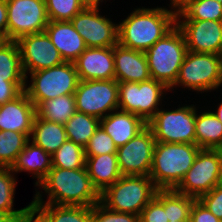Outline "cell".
I'll return each instance as SVG.
<instances>
[{
  "label": "cell",
  "instance_id": "6da1fadb",
  "mask_svg": "<svg viewBox=\"0 0 222 222\" xmlns=\"http://www.w3.org/2000/svg\"><path fill=\"white\" fill-rule=\"evenodd\" d=\"M38 186L48 194V200L44 203L38 191L33 199L36 204L92 207L100 201V193L92 184L86 167L78 169L52 167Z\"/></svg>",
  "mask_w": 222,
  "mask_h": 222
},
{
  "label": "cell",
  "instance_id": "7a4b0ae2",
  "mask_svg": "<svg viewBox=\"0 0 222 222\" xmlns=\"http://www.w3.org/2000/svg\"><path fill=\"white\" fill-rule=\"evenodd\" d=\"M176 11L167 8H138L118 24V43L146 52L176 26Z\"/></svg>",
  "mask_w": 222,
  "mask_h": 222
},
{
  "label": "cell",
  "instance_id": "3957f363",
  "mask_svg": "<svg viewBox=\"0 0 222 222\" xmlns=\"http://www.w3.org/2000/svg\"><path fill=\"white\" fill-rule=\"evenodd\" d=\"M201 148L190 143L156 142L149 177L158 190L175 189Z\"/></svg>",
  "mask_w": 222,
  "mask_h": 222
},
{
  "label": "cell",
  "instance_id": "277c9868",
  "mask_svg": "<svg viewBox=\"0 0 222 222\" xmlns=\"http://www.w3.org/2000/svg\"><path fill=\"white\" fill-rule=\"evenodd\" d=\"M186 53L184 35L176 25L145 52L151 79L173 89Z\"/></svg>",
  "mask_w": 222,
  "mask_h": 222
},
{
  "label": "cell",
  "instance_id": "5b68a950",
  "mask_svg": "<svg viewBox=\"0 0 222 222\" xmlns=\"http://www.w3.org/2000/svg\"><path fill=\"white\" fill-rule=\"evenodd\" d=\"M157 190L149 176L122 175L100 194V202L113 211L140 216Z\"/></svg>",
  "mask_w": 222,
  "mask_h": 222
},
{
  "label": "cell",
  "instance_id": "8992f818",
  "mask_svg": "<svg viewBox=\"0 0 222 222\" xmlns=\"http://www.w3.org/2000/svg\"><path fill=\"white\" fill-rule=\"evenodd\" d=\"M30 74L31 85L27 87L26 84L24 91L35 107L45 100L74 94L80 81L74 63L65 61L60 65Z\"/></svg>",
  "mask_w": 222,
  "mask_h": 222
},
{
  "label": "cell",
  "instance_id": "52a82bcc",
  "mask_svg": "<svg viewBox=\"0 0 222 222\" xmlns=\"http://www.w3.org/2000/svg\"><path fill=\"white\" fill-rule=\"evenodd\" d=\"M195 119L194 105L172 111L159 109L147 126L152 130L156 142L196 144Z\"/></svg>",
  "mask_w": 222,
  "mask_h": 222
},
{
  "label": "cell",
  "instance_id": "ba28073f",
  "mask_svg": "<svg viewBox=\"0 0 222 222\" xmlns=\"http://www.w3.org/2000/svg\"><path fill=\"white\" fill-rule=\"evenodd\" d=\"M168 89L163 83L150 79L143 82H118L119 108L134 113L148 123L156 112L162 96Z\"/></svg>",
  "mask_w": 222,
  "mask_h": 222
},
{
  "label": "cell",
  "instance_id": "9c48e42d",
  "mask_svg": "<svg viewBox=\"0 0 222 222\" xmlns=\"http://www.w3.org/2000/svg\"><path fill=\"white\" fill-rule=\"evenodd\" d=\"M205 92L222 85L218 54L187 51L173 86Z\"/></svg>",
  "mask_w": 222,
  "mask_h": 222
},
{
  "label": "cell",
  "instance_id": "30bf717a",
  "mask_svg": "<svg viewBox=\"0 0 222 222\" xmlns=\"http://www.w3.org/2000/svg\"><path fill=\"white\" fill-rule=\"evenodd\" d=\"M74 98L77 112L104 118L119 110L118 82L115 79L80 80Z\"/></svg>",
  "mask_w": 222,
  "mask_h": 222
},
{
  "label": "cell",
  "instance_id": "8fae6325",
  "mask_svg": "<svg viewBox=\"0 0 222 222\" xmlns=\"http://www.w3.org/2000/svg\"><path fill=\"white\" fill-rule=\"evenodd\" d=\"M7 40L45 32L49 24L45 0H6Z\"/></svg>",
  "mask_w": 222,
  "mask_h": 222
},
{
  "label": "cell",
  "instance_id": "7c38bea8",
  "mask_svg": "<svg viewBox=\"0 0 222 222\" xmlns=\"http://www.w3.org/2000/svg\"><path fill=\"white\" fill-rule=\"evenodd\" d=\"M221 167L222 162L216 149H200L192 167L174 190L199 199L216 186Z\"/></svg>",
  "mask_w": 222,
  "mask_h": 222
},
{
  "label": "cell",
  "instance_id": "4fadbf2b",
  "mask_svg": "<svg viewBox=\"0 0 222 222\" xmlns=\"http://www.w3.org/2000/svg\"><path fill=\"white\" fill-rule=\"evenodd\" d=\"M99 4H88L70 21L88 48L113 47L118 44V24L99 15Z\"/></svg>",
  "mask_w": 222,
  "mask_h": 222
},
{
  "label": "cell",
  "instance_id": "5bb4252c",
  "mask_svg": "<svg viewBox=\"0 0 222 222\" xmlns=\"http://www.w3.org/2000/svg\"><path fill=\"white\" fill-rule=\"evenodd\" d=\"M155 144L153 132L146 126L125 145L118 147L116 154L121 174L149 176Z\"/></svg>",
  "mask_w": 222,
  "mask_h": 222
},
{
  "label": "cell",
  "instance_id": "9a60e30c",
  "mask_svg": "<svg viewBox=\"0 0 222 222\" xmlns=\"http://www.w3.org/2000/svg\"><path fill=\"white\" fill-rule=\"evenodd\" d=\"M16 42L19 46L22 65L27 78L28 71L32 73L64 62L46 32L25 35Z\"/></svg>",
  "mask_w": 222,
  "mask_h": 222
},
{
  "label": "cell",
  "instance_id": "2e32d148",
  "mask_svg": "<svg viewBox=\"0 0 222 222\" xmlns=\"http://www.w3.org/2000/svg\"><path fill=\"white\" fill-rule=\"evenodd\" d=\"M176 19L187 51L218 54L222 48V21Z\"/></svg>",
  "mask_w": 222,
  "mask_h": 222
},
{
  "label": "cell",
  "instance_id": "e0dca14e",
  "mask_svg": "<svg viewBox=\"0 0 222 222\" xmlns=\"http://www.w3.org/2000/svg\"><path fill=\"white\" fill-rule=\"evenodd\" d=\"M73 63L80 80L115 79L113 47H87Z\"/></svg>",
  "mask_w": 222,
  "mask_h": 222
},
{
  "label": "cell",
  "instance_id": "ac0fdd59",
  "mask_svg": "<svg viewBox=\"0 0 222 222\" xmlns=\"http://www.w3.org/2000/svg\"><path fill=\"white\" fill-rule=\"evenodd\" d=\"M36 107L23 91L14 100L0 105V131H16L31 137Z\"/></svg>",
  "mask_w": 222,
  "mask_h": 222
},
{
  "label": "cell",
  "instance_id": "d6986e66",
  "mask_svg": "<svg viewBox=\"0 0 222 222\" xmlns=\"http://www.w3.org/2000/svg\"><path fill=\"white\" fill-rule=\"evenodd\" d=\"M115 80L143 82L151 79L145 52L129 49L119 43L113 46Z\"/></svg>",
  "mask_w": 222,
  "mask_h": 222
},
{
  "label": "cell",
  "instance_id": "ffe728a7",
  "mask_svg": "<svg viewBox=\"0 0 222 222\" xmlns=\"http://www.w3.org/2000/svg\"><path fill=\"white\" fill-rule=\"evenodd\" d=\"M45 32L65 62H74L86 49L71 21H49Z\"/></svg>",
  "mask_w": 222,
  "mask_h": 222
},
{
  "label": "cell",
  "instance_id": "44dd1931",
  "mask_svg": "<svg viewBox=\"0 0 222 222\" xmlns=\"http://www.w3.org/2000/svg\"><path fill=\"white\" fill-rule=\"evenodd\" d=\"M100 126L109 134L118 148L134 138L147 126V123L134 113L116 110L101 118Z\"/></svg>",
  "mask_w": 222,
  "mask_h": 222
},
{
  "label": "cell",
  "instance_id": "7402d4cb",
  "mask_svg": "<svg viewBox=\"0 0 222 222\" xmlns=\"http://www.w3.org/2000/svg\"><path fill=\"white\" fill-rule=\"evenodd\" d=\"M85 167L92 184L100 194L122 176L116 153L88 156Z\"/></svg>",
  "mask_w": 222,
  "mask_h": 222
},
{
  "label": "cell",
  "instance_id": "603a6c76",
  "mask_svg": "<svg viewBox=\"0 0 222 222\" xmlns=\"http://www.w3.org/2000/svg\"><path fill=\"white\" fill-rule=\"evenodd\" d=\"M30 142L31 139L19 153L15 163L11 167V170L13 173H18L20 171L31 172L34 174L33 177L37 178L35 186H38L52 168V158L51 154L44 151L34 142Z\"/></svg>",
  "mask_w": 222,
  "mask_h": 222
},
{
  "label": "cell",
  "instance_id": "cb8c5ba5",
  "mask_svg": "<svg viewBox=\"0 0 222 222\" xmlns=\"http://www.w3.org/2000/svg\"><path fill=\"white\" fill-rule=\"evenodd\" d=\"M31 140L49 154L56 152L67 140L65 127L62 124L49 122L35 116Z\"/></svg>",
  "mask_w": 222,
  "mask_h": 222
},
{
  "label": "cell",
  "instance_id": "d4e9b609",
  "mask_svg": "<svg viewBox=\"0 0 222 222\" xmlns=\"http://www.w3.org/2000/svg\"><path fill=\"white\" fill-rule=\"evenodd\" d=\"M196 145L201 149H216L222 143V123L211 112H203L195 119Z\"/></svg>",
  "mask_w": 222,
  "mask_h": 222
},
{
  "label": "cell",
  "instance_id": "484cf974",
  "mask_svg": "<svg viewBox=\"0 0 222 222\" xmlns=\"http://www.w3.org/2000/svg\"><path fill=\"white\" fill-rule=\"evenodd\" d=\"M76 112L74 94L45 100L36 107V116L49 122L65 125Z\"/></svg>",
  "mask_w": 222,
  "mask_h": 222
},
{
  "label": "cell",
  "instance_id": "4316f807",
  "mask_svg": "<svg viewBox=\"0 0 222 222\" xmlns=\"http://www.w3.org/2000/svg\"><path fill=\"white\" fill-rule=\"evenodd\" d=\"M0 77H7L12 83H27L16 41L7 40L0 46Z\"/></svg>",
  "mask_w": 222,
  "mask_h": 222
},
{
  "label": "cell",
  "instance_id": "83f0119b",
  "mask_svg": "<svg viewBox=\"0 0 222 222\" xmlns=\"http://www.w3.org/2000/svg\"><path fill=\"white\" fill-rule=\"evenodd\" d=\"M155 197L163 204L169 222L189 221L194 197L178 193L174 189L157 190Z\"/></svg>",
  "mask_w": 222,
  "mask_h": 222
},
{
  "label": "cell",
  "instance_id": "f1b7e54d",
  "mask_svg": "<svg viewBox=\"0 0 222 222\" xmlns=\"http://www.w3.org/2000/svg\"><path fill=\"white\" fill-rule=\"evenodd\" d=\"M99 126L100 119L77 111L64 125L67 140L83 148H85Z\"/></svg>",
  "mask_w": 222,
  "mask_h": 222
},
{
  "label": "cell",
  "instance_id": "f546056e",
  "mask_svg": "<svg viewBox=\"0 0 222 222\" xmlns=\"http://www.w3.org/2000/svg\"><path fill=\"white\" fill-rule=\"evenodd\" d=\"M222 21V4L215 0H190L179 11L176 19Z\"/></svg>",
  "mask_w": 222,
  "mask_h": 222
},
{
  "label": "cell",
  "instance_id": "4dcf8cb0",
  "mask_svg": "<svg viewBox=\"0 0 222 222\" xmlns=\"http://www.w3.org/2000/svg\"><path fill=\"white\" fill-rule=\"evenodd\" d=\"M49 217L50 222H92V207L37 204Z\"/></svg>",
  "mask_w": 222,
  "mask_h": 222
},
{
  "label": "cell",
  "instance_id": "1f68e13d",
  "mask_svg": "<svg viewBox=\"0 0 222 222\" xmlns=\"http://www.w3.org/2000/svg\"><path fill=\"white\" fill-rule=\"evenodd\" d=\"M30 137L16 131H0V167H12Z\"/></svg>",
  "mask_w": 222,
  "mask_h": 222
},
{
  "label": "cell",
  "instance_id": "d6a6232c",
  "mask_svg": "<svg viewBox=\"0 0 222 222\" xmlns=\"http://www.w3.org/2000/svg\"><path fill=\"white\" fill-rule=\"evenodd\" d=\"M52 167L63 169H78L85 167L86 157L83 147L66 140L59 149L51 155Z\"/></svg>",
  "mask_w": 222,
  "mask_h": 222
},
{
  "label": "cell",
  "instance_id": "836d02e7",
  "mask_svg": "<svg viewBox=\"0 0 222 222\" xmlns=\"http://www.w3.org/2000/svg\"><path fill=\"white\" fill-rule=\"evenodd\" d=\"M49 21H70L88 3L85 0H45Z\"/></svg>",
  "mask_w": 222,
  "mask_h": 222
},
{
  "label": "cell",
  "instance_id": "e575fe53",
  "mask_svg": "<svg viewBox=\"0 0 222 222\" xmlns=\"http://www.w3.org/2000/svg\"><path fill=\"white\" fill-rule=\"evenodd\" d=\"M11 172V167H0V210L7 212L15 220L22 209H13L17 182L14 173Z\"/></svg>",
  "mask_w": 222,
  "mask_h": 222
},
{
  "label": "cell",
  "instance_id": "d590c367",
  "mask_svg": "<svg viewBox=\"0 0 222 222\" xmlns=\"http://www.w3.org/2000/svg\"><path fill=\"white\" fill-rule=\"evenodd\" d=\"M85 157L98 156L101 154L116 153L117 146L112 138L107 134L101 126L94 132L90 141L86 144Z\"/></svg>",
  "mask_w": 222,
  "mask_h": 222
},
{
  "label": "cell",
  "instance_id": "8d00e7d4",
  "mask_svg": "<svg viewBox=\"0 0 222 222\" xmlns=\"http://www.w3.org/2000/svg\"><path fill=\"white\" fill-rule=\"evenodd\" d=\"M140 216L117 212L107 208L100 201L92 206V222H139Z\"/></svg>",
  "mask_w": 222,
  "mask_h": 222
},
{
  "label": "cell",
  "instance_id": "74e56055",
  "mask_svg": "<svg viewBox=\"0 0 222 222\" xmlns=\"http://www.w3.org/2000/svg\"><path fill=\"white\" fill-rule=\"evenodd\" d=\"M139 222H169L163 204L156 197L142 210Z\"/></svg>",
  "mask_w": 222,
  "mask_h": 222
},
{
  "label": "cell",
  "instance_id": "f35d334b",
  "mask_svg": "<svg viewBox=\"0 0 222 222\" xmlns=\"http://www.w3.org/2000/svg\"><path fill=\"white\" fill-rule=\"evenodd\" d=\"M208 210L222 221V188L214 187L198 199Z\"/></svg>",
  "mask_w": 222,
  "mask_h": 222
},
{
  "label": "cell",
  "instance_id": "ab89813d",
  "mask_svg": "<svg viewBox=\"0 0 222 222\" xmlns=\"http://www.w3.org/2000/svg\"><path fill=\"white\" fill-rule=\"evenodd\" d=\"M26 87V83H12L7 77H0V105L14 100Z\"/></svg>",
  "mask_w": 222,
  "mask_h": 222
},
{
  "label": "cell",
  "instance_id": "60d3db41",
  "mask_svg": "<svg viewBox=\"0 0 222 222\" xmlns=\"http://www.w3.org/2000/svg\"><path fill=\"white\" fill-rule=\"evenodd\" d=\"M35 215H37L36 218ZM14 222H50V219L48 215L32 201L28 206L22 208V211Z\"/></svg>",
  "mask_w": 222,
  "mask_h": 222
},
{
  "label": "cell",
  "instance_id": "b9f144b4",
  "mask_svg": "<svg viewBox=\"0 0 222 222\" xmlns=\"http://www.w3.org/2000/svg\"><path fill=\"white\" fill-rule=\"evenodd\" d=\"M189 222H222L215 217L208 208L202 204L198 199H195L191 209Z\"/></svg>",
  "mask_w": 222,
  "mask_h": 222
},
{
  "label": "cell",
  "instance_id": "7bdbcfd3",
  "mask_svg": "<svg viewBox=\"0 0 222 222\" xmlns=\"http://www.w3.org/2000/svg\"><path fill=\"white\" fill-rule=\"evenodd\" d=\"M0 33L7 39V2L0 0Z\"/></svg>",
  "mask_w": 222,
  "mask_h": 222
},
{
  "label": "cell",
  "instance_id": "ee69618b",
  "mask_svg": "<svg viewBox=\"0 0 222 222\" xmlns=\"http://www.w3.org/2000/svg\"><path fill=\"white\" fill-rule=\"evenodd\" d=\"M171 5L173 6L174 11H179L185 4H187L190 0H170Z\"/></svg>",
  "mask_w": 222,
  "mask_h": 222
},
{
  "label": "cell",
  "instance_id": "f6af8a7d",
  "mask_svg": "<svg viewBox=\"0 0 222 222\" xmlns=\"http://www.w3.org/2000/svg\"><path fill=\"white\" fill-rule=\"evenodd\" d=\"M0 222H14V219L7 212L0 210Z\"/></svg>",
  "mask_w": 222,
  "mask_h": 222
},
{
  "label": "cell",
  "instance_id": "bcb514c9",
  "mask_svg": "<svg viewBox=\"0 0 222 222\" xmlns=\"http://www.w3.org/2000/svg\"><path fill=\"white\" fill-rule=\"evenodd\" d=\"M213 113L216 115V117L219 119V121L222 123V102L219 104V107L217 108V111H213Z\"/></svg>",
  "mask_w": 222,
  "mask_h": 222
},
{
  "label": "cell",
  "instance_id": "7dc6e473",
  "mask_svg": "<svg viewBox=\"0 0 222 222\" xmlns=\"http://www.w3.org/2000/svg\"><path fill=\"white\" fill-rule=\"evenodd\" d=\"M216 187L222 188V167H221V170H220V174L218 176Z\"/></svg>",
  "mask_w": 222,
  "mask_h": 222
},
{
  "label": "cell",
  "instance_id": "c3c4849f",
  "mask_svg": "<svg viewBox=\"0 0 222 222\" xmlns=\"http://www.w3.org/2000/svg\"><path fill=\"white\" fill-rule=\"evenodd\" d=\"M218 57H219V65H220V74H221V78H222V48L218 53Z\"/></svg>",
  "mask_w": 222,
  "mask_h": 222
},
{
  "label": "cell",
  "instance_id": "681fc988",
  "mask_svg": "<svg viewBox=\"0 0 222 222\" xmlns=\"http://www.w3.org/2000/svg\"><path fill=\"white\" fill-rule=\"evenodd\" d=\"M88 4H99L100 2H102L103 0H85Z\"/></svg>",
  "mask_w": 222,
  "mask_h": 222
},
{
  "label": "cell",
  "instance_id": "f907efd6",
  "mask_svg": "<svg viewBox=\"0 0 222 222\" xmlns=\"http://www.w3.org/2000/svg\"><path fill=\"white\" fill-rule=\"evenodd\" d=\"M216 150L218 151L220 160L222 162V143L216 148Z\"/></svg>",
  "mask_w": 222,
  "mask_h": 222
},
{
  "label": "cell",
  "instance_id": "816d5d0a",
  "mask_svg": "<svg viewBox=\"0 0 222 222\" xmlns=\"http://www.w3.org/2000/svg\"><path fill=\"white\" fill-rule=\"evenodd\" d=\"M7 41V39L0 33V46Z\"/></svg>",
  "mask_w": 222,
  "mask_h": 222
},
{
  "label": "cell",
  "instance_id": "f5cc1de1",
  "mask_svg": "<svg viewBox=\"0 0 222 222\" xmlns=\"http://www.w3.org/2000/svg\"><path fill=\"white\" fill-rule=\"evenodd\" d=\"M215 1H217V2H219V3H221V4H222V0H215Z\"/></svg>",
  "mask_w": 222,
  "mask_h": 222
},
{
  "label": "cell",
  "instance_id": "db71d44e",
  "mask_svg": "<svg viewBox=\"0 0 222 222\" xmlns=\"http://www.w3.org/2000/svg\"><path fill=\"white\" fill-rule=\"evenodd\" d=\"M173 222H189V221H173Z\"/></svg>",
  "mask_w": 222,
  "mask_h": 222
}]
</instances>
